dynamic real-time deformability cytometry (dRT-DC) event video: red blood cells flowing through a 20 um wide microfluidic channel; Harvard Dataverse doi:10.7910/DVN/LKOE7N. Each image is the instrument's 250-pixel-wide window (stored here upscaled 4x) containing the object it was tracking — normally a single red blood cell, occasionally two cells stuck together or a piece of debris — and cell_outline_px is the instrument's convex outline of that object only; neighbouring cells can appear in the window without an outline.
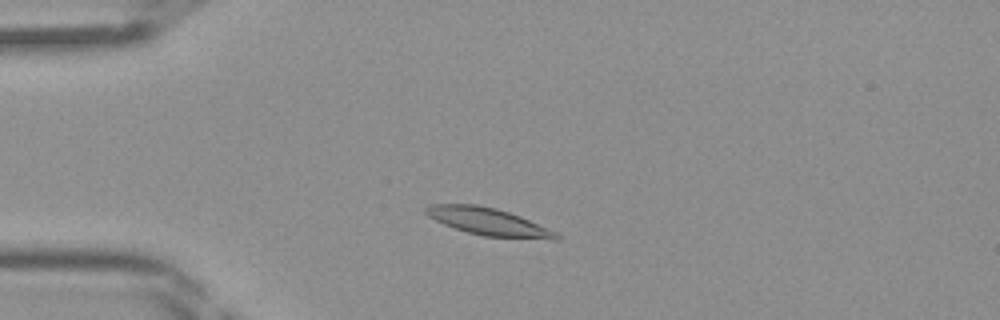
{"species": "Egyptian fruit bat (a non-hibernating species)", "species_latin": "Rousettus aegyptiacus", "temperature_condition": "room temperature", "stored_images_in_passage": 36, "camera_frame_rate_fps": 3000, "um_per_image_px": 0.085, "frame": {"image": 1, "passage_image": 3, "time_ms": 0.667, "image_size_px": [1000, 320], "cell_outline_px": [[560, 240], [552, 240], [484, 236], [468, 232], [444, 224], [428, 216], [424, 212], [424, 208], [432, 204], [476, 204], [496, 208], [520, 216], [556, 232], [560, 236]], "centroid_in_image_um": [41.53, 18.85], "position_along_channel_um": 43.5, "area_um2": 20.69}}
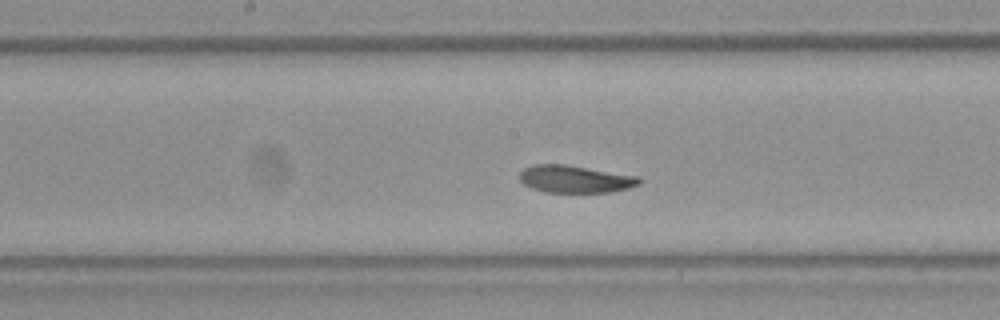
{"frame": {"image": 2, "passage_image": 15, "time_ms": 4.667, "image_size_px": [1000, 320], "cell_outline_px": [[644, 180], [640, 184], [628, 188], [612, 192], [544, 192], [532, 188], [524, 184], [520, 180], [520, 172], [524, 168], [532, 164], [564, 164], [640, 176]], "centroid_in_image_um": [48.92, 15.22], "position_along_channel_um": 199.3, "area_um2": 19.25}}
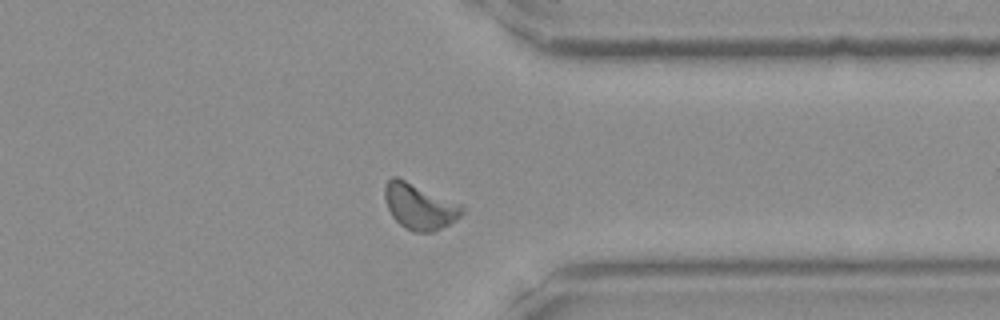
{"frame": {"image": 3, "passage_image": 27, "time_ms": 8.667, "image_size_px": [1000, 320], "cell_outline_px": [[464, 212], [456, 220], [432, 232], [412, 232], [404, 228], [392, 216], [388, 208], [384, 196], [384, 184], [392, 176], [396, 176], [464, 204]], "centroid_in_image_um": [35.67, 17.53], "position_along_channel_um": 375.7, "area_um2": 20.87}}